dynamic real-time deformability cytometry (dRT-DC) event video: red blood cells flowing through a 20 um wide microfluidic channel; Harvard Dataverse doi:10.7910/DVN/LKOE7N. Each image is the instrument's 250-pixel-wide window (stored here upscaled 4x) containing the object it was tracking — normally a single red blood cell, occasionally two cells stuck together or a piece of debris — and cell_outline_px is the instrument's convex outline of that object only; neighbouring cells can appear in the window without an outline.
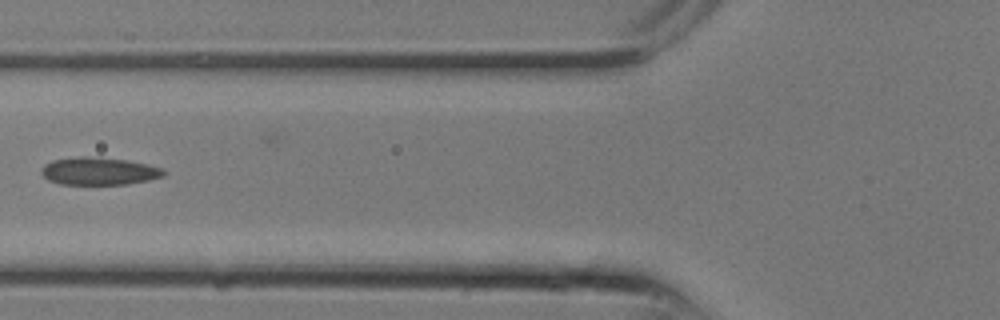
{"species": "common noctule bat (a hibernating species)", "species_latin": "Nyctalus noctula", "temperature_condition": "room temperature", "stored_images_in_passage": 8, "camera_frame_rate_fps": 3000, "um_per_image_px": 0.085, "animal": {"sex": "male", "body_mass_g": 13.3}, "frame": {"image": 1, "passage_image": 6, "time_ms": 1.667, "image_size_px": [1000, 320], "cell_outline_px": [[164, 176], [148, 180], [128, 184], [60, 184], [48, 180], [40, 172], [40, 168], [44, 164], [52, 160], [80, 156], [88, 156], [128, 160], [148, 164], [160, 168], [164, 172]], "centroid_in_image_um": [8.37, 14.54], "position_along_channel_um": 117.4, "area_um2": 19.71}}